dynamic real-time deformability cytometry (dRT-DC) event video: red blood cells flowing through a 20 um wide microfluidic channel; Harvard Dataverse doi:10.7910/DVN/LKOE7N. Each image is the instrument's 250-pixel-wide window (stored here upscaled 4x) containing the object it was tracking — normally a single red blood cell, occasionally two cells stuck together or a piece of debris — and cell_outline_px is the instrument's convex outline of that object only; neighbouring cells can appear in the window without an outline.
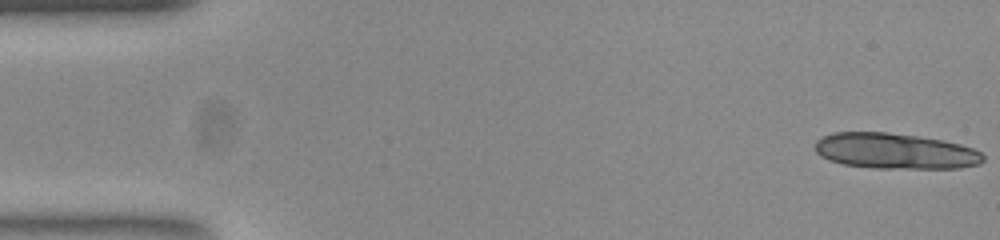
{"species": "common noctule bat (a hibernating species)", "species_latin": "Nyctalus noctula", "temperature_condition": "room temperature", "stored_images_in_passage": 14, "camera_frame_rate_fps": 3000, "um_per_image_px": 0.085, "animal": {"sex": "female", "body_mass_g": 23.0, "forearm_length_mm": 53.4}, "frame": {"image": 1, "passage_image": 1, "time_ms": 0.0, "image_size_px": [1000, 240], "cell_outline_px": [[984, 160], [980, 164], [960, 168], [876, 168], [844, 164], [832, 160], [816, 152], [816, 140], [820, 136], [832, 132], [888, 132], [944, 140], [960, 144], [972, 148], [980, 152], [984, 156]], "centroid_in_image_um": [76.11, 12.83], "position_along_channel_um": 8.9, "area_um2": 34.85}}